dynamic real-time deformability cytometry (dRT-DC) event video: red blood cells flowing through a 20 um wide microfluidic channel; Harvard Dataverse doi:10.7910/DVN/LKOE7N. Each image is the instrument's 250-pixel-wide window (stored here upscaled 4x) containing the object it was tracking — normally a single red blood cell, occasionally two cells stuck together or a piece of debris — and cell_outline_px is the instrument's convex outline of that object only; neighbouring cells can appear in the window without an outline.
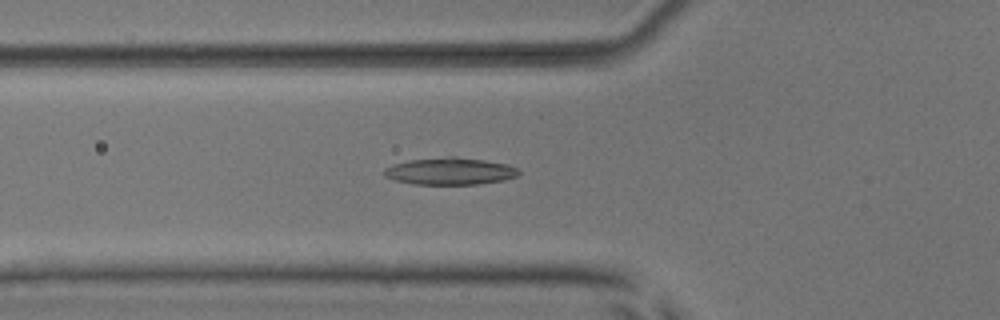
{"species": "common noctule bat (a hibernating species)", "species_latin": "Nyctalus noctula", "temperature_condition": "room temperature", "stored_images_in_passage": 54, "camera_frame_rate_fps": 3000, "um_per_image_px": 0.085, "animal": {"sex": "male", "body_mass_g": 17.9, "forearm_length_mm": 54.2}, "frame": {"image": 1, "passage_image": 20, "time_ms": 6.333, "image_size_px": [1000, 320], "cell_outline_px": [[520, 172], [516, 176], [504, 180], [476, 184], [412, 184], [396, 180], [384, 176], [384, 168], [392, 164], [408, 160], [452, 156], [456, 156], [484, 160], [508, 164], [520, 168]], "centroid_in_image_um": [38.26, 14.54], "position_along_channel_um": 87.5, "area_um2": 21.33}}
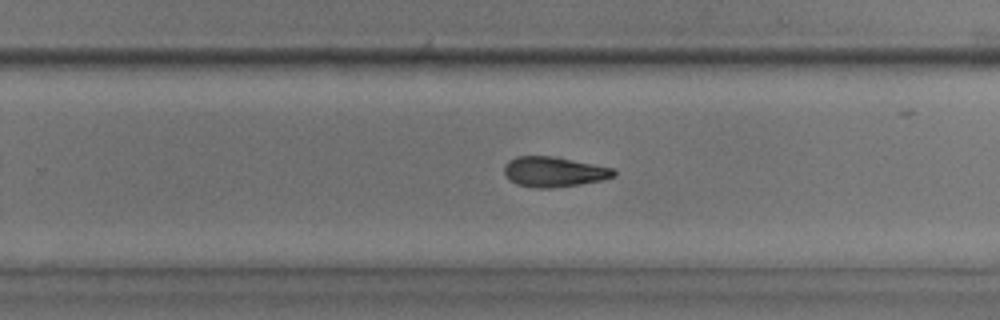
{"frame": {"image": 2, "passage_image": 35, "time_ms": 11.333, "image_size_px": [1000, 320], "cell_outline_px": [[616, 176], [604, 180], [580, 184], [552, 188], [532, 188], [516, 184], [504, 172], [504, 168], [508, 160], [516, 156], [556, 156], [616, 168]], "centroid_in_image_um": [47.14, 14.6], "position_along_channel_um": 282.7, "area_um2": 19.54}}
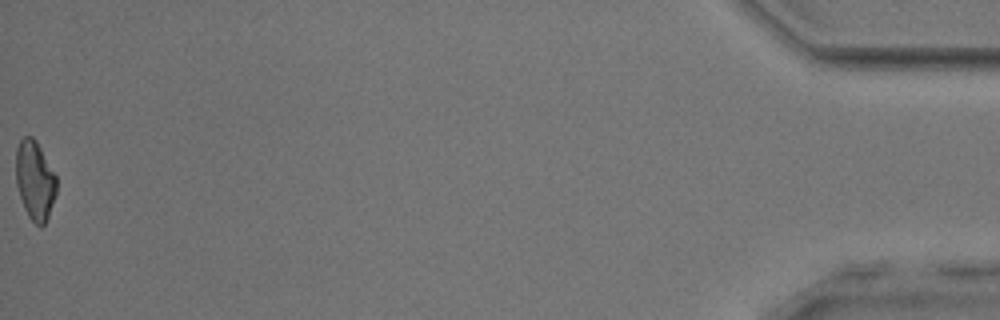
{"frame": {"image": 3, "passage_image": 54, "time_ms": 17.667, "image_size_px": [1000, 320], "cell_outline_px": [[56, 192], [48, 216], [44, 224], [40, 228], [28, 216], [24, 208], [16, 184], [16, 148], [20, 140], [24, 136], [32, 136], [36, 140], [56, 176]], "centroid_in_image_um": [2.95, 15.32], "position_along_channel_um": 432.2, "area_um2": 18.55}, "authors_computed_cell_mechanics": {"area_um2": 19.9121, "velocity_mm_per_s": 3.9045, "shape_relaxation_time_tau1_ms": 5.3857, "shape_relaxation_time_tau2_ms": 9.0466, "deformation_change_tau1": 0.1464, "deformation_change_tau2": 0.2004}}